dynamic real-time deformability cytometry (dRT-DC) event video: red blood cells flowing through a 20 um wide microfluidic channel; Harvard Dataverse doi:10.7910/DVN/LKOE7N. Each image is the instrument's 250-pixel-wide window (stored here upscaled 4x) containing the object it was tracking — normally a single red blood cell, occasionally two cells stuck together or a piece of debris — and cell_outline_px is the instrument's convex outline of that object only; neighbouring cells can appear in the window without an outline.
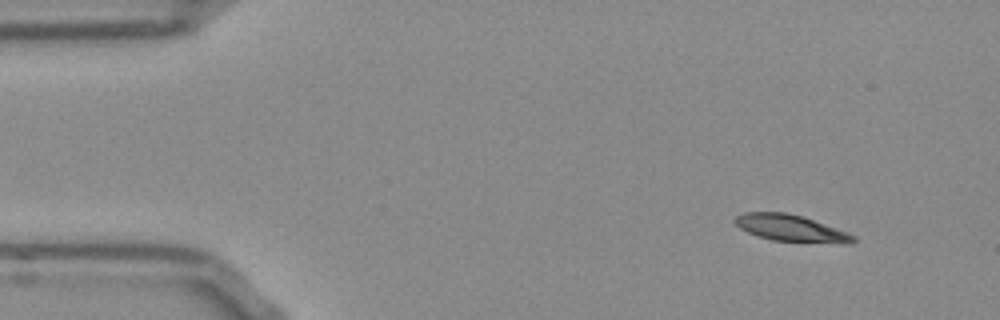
{"species": "Egyptian fruit bat (a non-hibernating species)", "species_latin": "Rousettus aegyptiacus", "temperature_condition": "room temperature", "stored_images_in_passage": 48, "camera_frame_rate_fps": 3000, "um_per_image_px": 0.085, "frame": {"image": 1, "passage_image": 1, "time_ms": 0.0, "image_size_px": [1000, 320], "cell_outline_px": [[856, 240], [848, 244], [840, 244], [772, 240], [748, 232], [740, 228], [732, 220], [736, 216], [744, 212], [784, 212], [800, 216], [812, 220], [856, 236]], "centroid_in_image_um": [67.2, 19.4], "position_along_channel_um": 17.8, "area_um2": 18.09}}
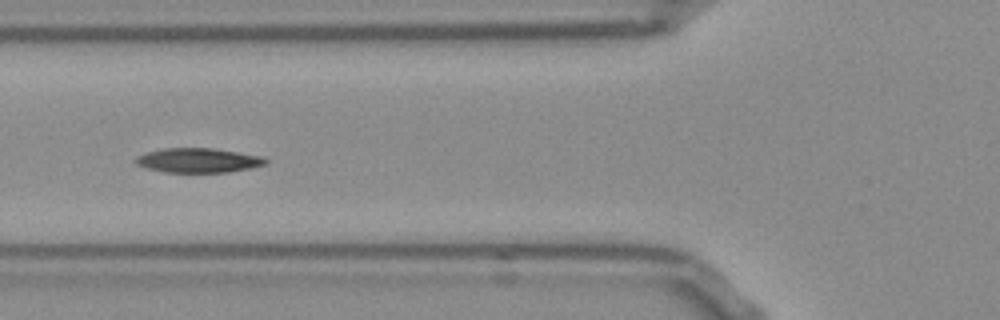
{"frame": {"image": 2, "passage_image": 15, "time_ms": 4.667, "image_size_px": [1000, 320], "cell_outline_px": [[268, 164], [252, 168], [228, 172], [164, 172], [148, 168], [136, 164], [132, 160], [136, 156], [148, 152], [164, 148], [212, 148], [260, 156], [268, 160]], "centroid_in_image_um": [16.84, 13.63], "position_along_channel_um": 109.0, "area_um2": 18.5}}
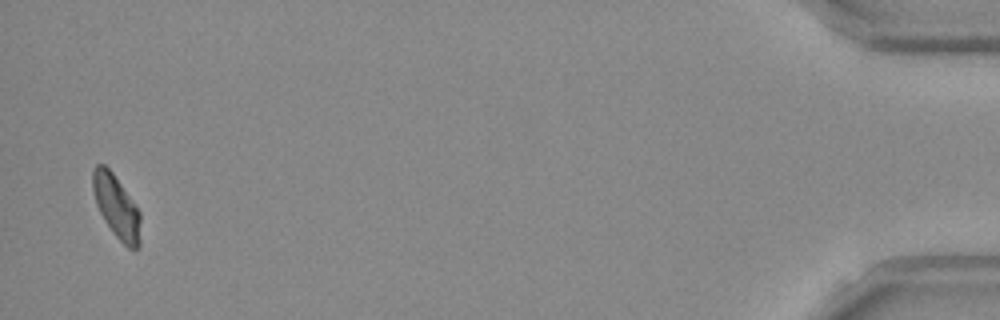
{"frame": {"image": 3, "passage_image": 47, "time_ms": 15.333, "image_size_px": [1000, 320], "cell_outline_px": [[140, 248], [128, 248], [112, 232], [104, 220], [96, 204], [92, 188], [92, 168], [96, 164], [104, 164], [112, 172], [140, 212]], "centroid_in_image_um": [9.88, 17.56], "position_along_channel_um": 425.3, "area_um2": 17.4}, "authors_computed_cell_mechanics": {"area_um2": 18.6694, "velocity_mm_per_s": 3.8304, "shape_relaxation_time_tau1_ms": 5.1544, "shape_relaxation_time_tau2_ms": 6.0706, "deformation_change_tau1": 0.1496, "deformation_change_tau2": 0.1013}}